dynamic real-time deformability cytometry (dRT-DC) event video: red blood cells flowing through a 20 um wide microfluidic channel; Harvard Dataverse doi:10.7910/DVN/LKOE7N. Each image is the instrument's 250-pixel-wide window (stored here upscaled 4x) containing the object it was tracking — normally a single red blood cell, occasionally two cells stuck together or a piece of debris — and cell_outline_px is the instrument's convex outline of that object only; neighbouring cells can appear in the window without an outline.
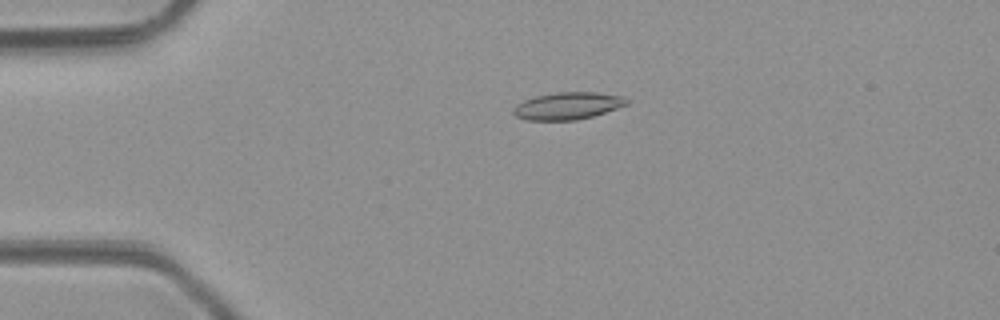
{"species": "common noctule bat (a hibernating species)", "species_latin": "Nyctalus noctula", "temperature_condition": "room temperature", "stored_images_in_passage": 48, "camera_frame_rate_fps": 3000, "um_per_image_px": 0.085, "animal": {"sex": "male", "body_mass_g": 23.1, "forearm_length_mm": 52.7}, "frame": {"image": 1, "passage_image": 11, "time_ms": 3.333, "image_size_px": [1000, 320], "cell_outline_px": [[628, 104], [592, 116], [576, 120], [528, 120], [516, 116], [512, 112], [512, 108], [516, 104], [524, 100], [536, 96], [556, 92], [596, 92], [620, 96], [628, 100]], "centroid_in_image_um": [48.2, 8.99], "position_along_channel_um": 36.8, "area_um2": 17.8}}
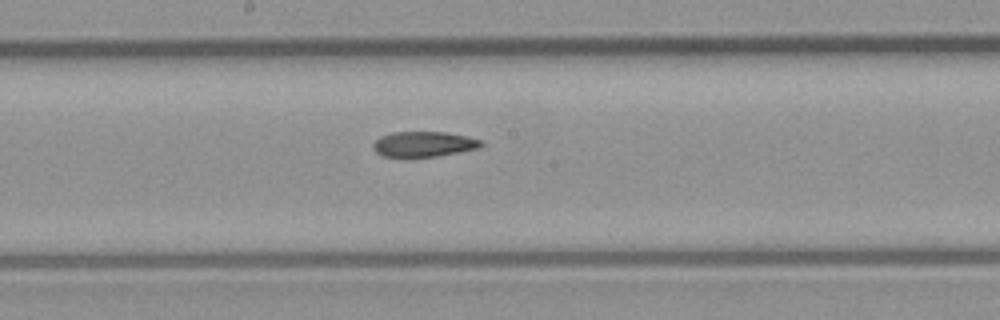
{"frame": {"image": 2, "passage_image": 26, "time_ms": 8.333, "image_size_px": [1000, 320], "cell_outline_px": [[484, 144], [476, 148], [436, 156], [384, 156], [376, 152], [372, 148], [372, 144], [380, 136], [392, 132], [444, 132], [468, 136], [484, 140]], "centroid_in_image_um": [36.01, 12.23], "position_along_channel_um": 212.2, "area_um2": 15.72}}
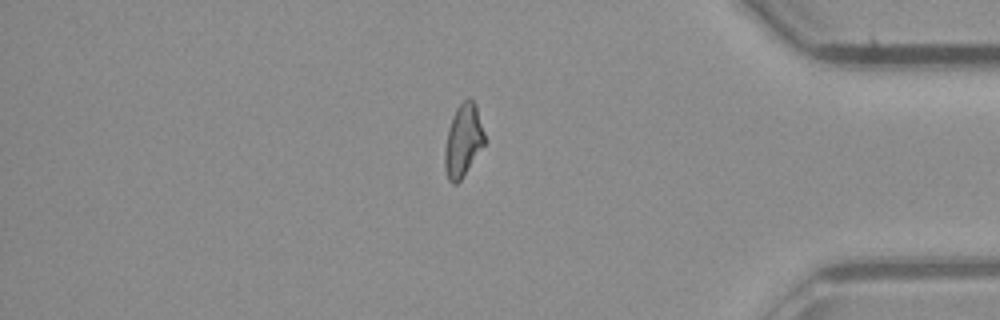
{"frame": {"image": 3, "passage_image": 41, "time_ms": 13.333, "image_size_px": [1000, 320], "cell_outline_px": [[484, 144], [460, 180], [456, 184], [452, 184], [448, 180], [444, 168], [444, 148], [448, 128], [452, 116], [456, 108], [468, 96], [476, 104], [484, 132]], "centroid_in_image_um": [39.34, 11.93], "position_along_channel_um": 395.9, "area_um2": 16.76}, "authors_computed_cell_mechanics": {"area_um2": 17.051, "velocity_mm_per_s": 4.2744, "shape_relaxation_time_tau1_ms": null, "shape_relaxation_time_tau2_ms": 6.8186, "deformation_change_tau1": null, "deformation_change_tau2": 0.1557}}